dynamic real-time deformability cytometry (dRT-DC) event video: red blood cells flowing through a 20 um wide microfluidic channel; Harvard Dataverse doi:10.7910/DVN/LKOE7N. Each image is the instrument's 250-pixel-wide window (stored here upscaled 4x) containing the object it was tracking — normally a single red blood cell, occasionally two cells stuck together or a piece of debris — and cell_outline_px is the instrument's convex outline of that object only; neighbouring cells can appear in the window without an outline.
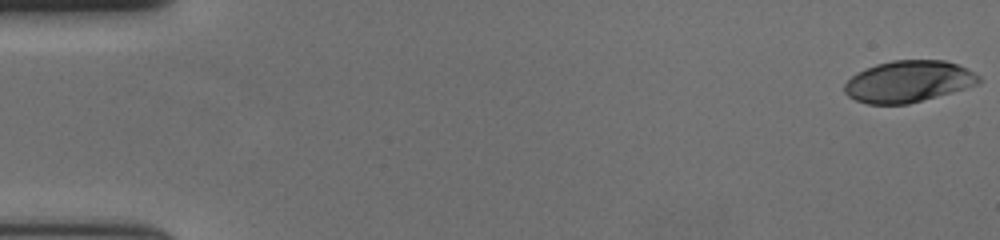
{"species": "human", "species_latin": "Homo sapiens", "temperature_condition": "cold", "stored_images_in_passage": 58, "camera_frame_rate_fps": 3000, "um_per_image_px": 0.085, "donor": {"sex": "female"}, "frame": {"image": 1, "passage_image": 1, "time_ms": 0.0, "image_size_px": [1000, 240], "cell_outline_px": [[984, 80], [980, 84], [908, 104], [868, 104], [856, 100], [848, 96], [844, 92], [844, 84], [856, 72], [864, 68], [876, 64], [892, 60], [944, 60], [956, 64], [980, 76]], "centroid_in_image_um": [77.2, 6.92], "position_along_channel_um": 7.8, "area_um2": 32.54}}
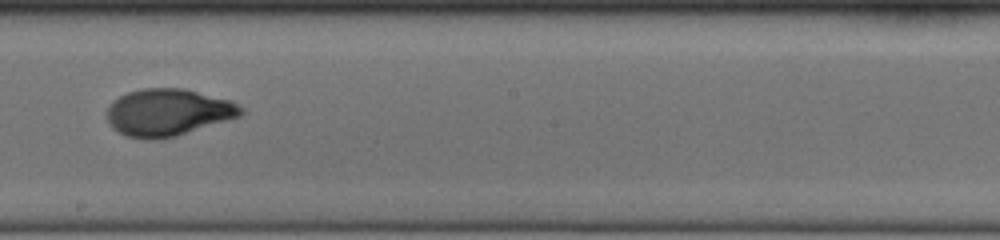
{"frame": {"image": 2, "passage_image": 34, "time_ms": 11.0, "image_size_px": [1000, 240], "cell_outline_px": [[244, 112], [240, 116], [228, 120], [176, 136], [156, 140], [144, 140], [128, 136], [112, 128], [108, 120], [108, 104], [112, 100], [128, 92], [144, 88], [184, 88], [232, 100], [244, 108]], "centroid_in_image_um": [14.3, 9.55], "position_along_channel_um": 233.9, "area_um2": 36.99}}
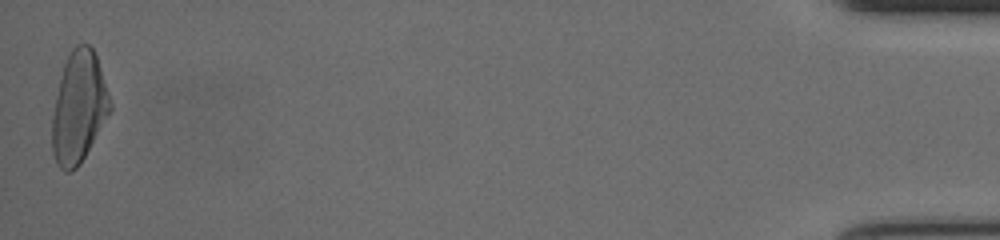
{"frame": {"image": 3, "passage_image": 58, "time_ms": 19.0, "image_size_px": [1000, 240], "cell_outline_px": [[112, 108], [80, 164], [72, 172], [64, 172], [56, 164], [52, 152], [52, 116], [56, 96], [64, 64], [72, 48], [76, 44], [88, 44], [92, 48], [96, 56], [112, 104]], "centroid_in_image_um": [6.68, 9.15], "position_along_channel_um": 428.5, "area_um2": 37.22}, "authors_computed_cell_mechanics": {"area_um2": 35.4892, "velocity_mm_per_s": 3.6331, "shape_relaxation_time_tau1_ms": 4.3676, "shape_relaxation_time_tau2_ms": 1.0725, "deformation_change_tau1": 0.183, "deformation_change_tau2": 0.0605}}